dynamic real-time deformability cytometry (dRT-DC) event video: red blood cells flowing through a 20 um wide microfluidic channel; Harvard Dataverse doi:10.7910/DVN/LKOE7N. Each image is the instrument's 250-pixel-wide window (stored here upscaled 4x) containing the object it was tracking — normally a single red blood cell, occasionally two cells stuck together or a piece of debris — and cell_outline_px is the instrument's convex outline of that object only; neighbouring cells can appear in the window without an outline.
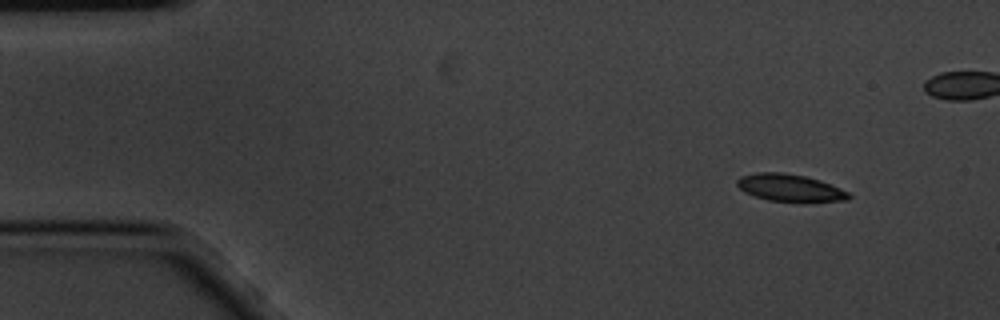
{"species": "common noctule bat (a hibernating species)", "species_latin": "Nyctalus noctula", "temperature_condition": "cold", "stored_images_in_passage": 5, "camera_frame_rate_fps": 3000, "um_per_image_px": 0.085, "animal": {"sex": "male", "body_mass_g": 20.1, "forearm_length_mm": 53.5}, "frame": {"image": 1, "passage_image": 1, "time_ms": 0.0, "image_size_px": [1000, 320], "cell_outline_px": [[852, 196], [848, 200], [804, 204], [800, 204], [768, 200], [744, 192], [736, 184], [736, 180], [740, 176], [756, 172], [784, 172], [804, 176], [820, 180], [840, 188], [848, 192]], "centroid_in_image_um": [67.18, 16.0], "position_along_channel_um": 17.8, "area_um2": 18.44}}
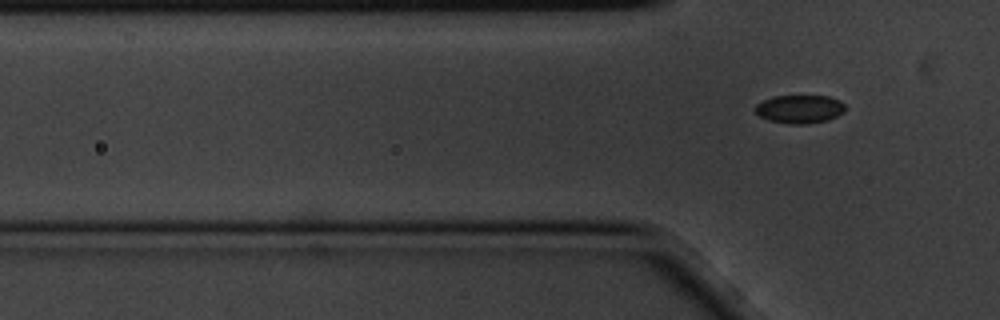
{"frame": {"image": 2, "passage_image": 5, "time_ms": 1.333, "image_size_px": [1000, 320], "cell_outline_px": [[844, 112], [828, 120], [808, 124], [788, 124], [768, 120], [760, 116], [756, 112], [756, 104], [764, 100], [776, 96], [828, 96], [840, 100], [844, 104]], "centroid_in_image_um": [67.99, 9.28], "position_along_channel_um": 57.8, "area_um2": 14.8}}